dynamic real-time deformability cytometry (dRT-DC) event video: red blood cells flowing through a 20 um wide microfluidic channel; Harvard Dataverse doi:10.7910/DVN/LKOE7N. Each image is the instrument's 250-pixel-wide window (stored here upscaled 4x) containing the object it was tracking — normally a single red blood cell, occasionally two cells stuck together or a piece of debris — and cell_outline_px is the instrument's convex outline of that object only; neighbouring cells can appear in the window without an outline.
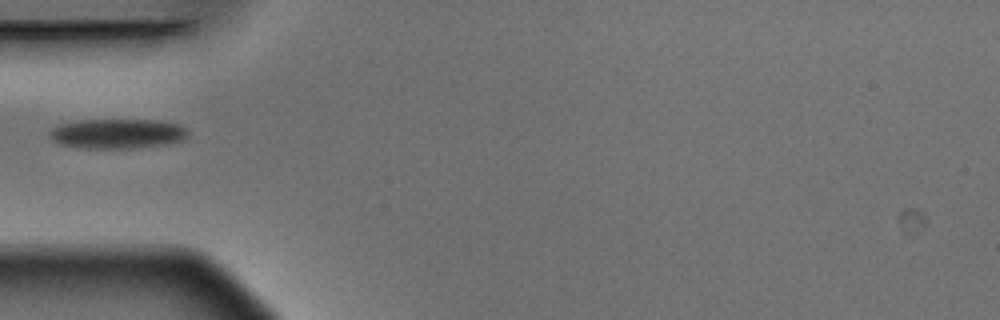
{"species": "Egyptian fruit bat (a non-hibernating species)", "species_latin": "Rousettus aegyptiacus", "temperature_condition": "warm", "stored_images_in_passage": 4, "camera_frame_rate_fps": 3000, "um_per_image_px": 0.085, "animal": {"sex": "male"}, "frame": {"image": 1, "passage_image": 2, "time_ms": 0.333, "image_size_px": [1000, 320], "cell_outline_px": [[188, 132], [184, 140], [164, 144], [132, 148], [76, 148], [60, 144], [52, 140], [48, 136], [48, 132], [52, 128], [60, 124], [76, 120], [156, 120], [180, 124]], "centroid_in_image_um": [9.92, 11.36], "position_along_channel_um": 75.1, "area_um2": 24.1}}
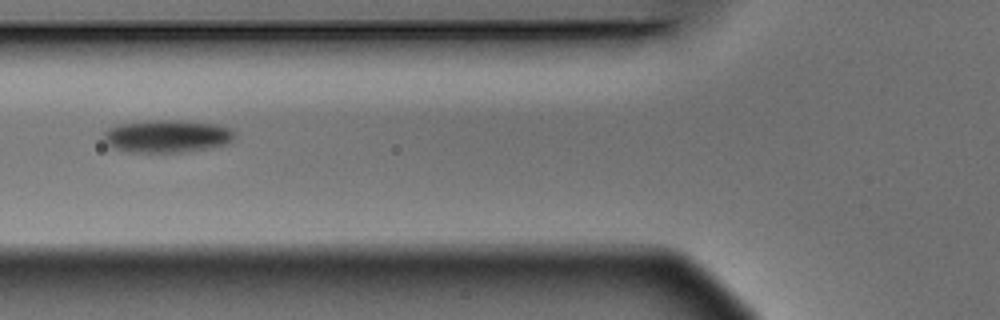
{"frame": {"image": 2, "passage_image": 3, "time_ms": 0.667, "image_size_px": [1000, 320], "cell_outline_px": [[236, 136], [228, 144], [212, 148], [188, 152], [128, 152], [112, 148], [104, 140], [104, 132], [108, 128], [120, 124], [148, 120], [180, 120], [220, 124], [236, 132]], "centroid_in_image_um": [14.25, 11.58], "position_along_channel_um": 111.6, "area_um2": 25.37}}
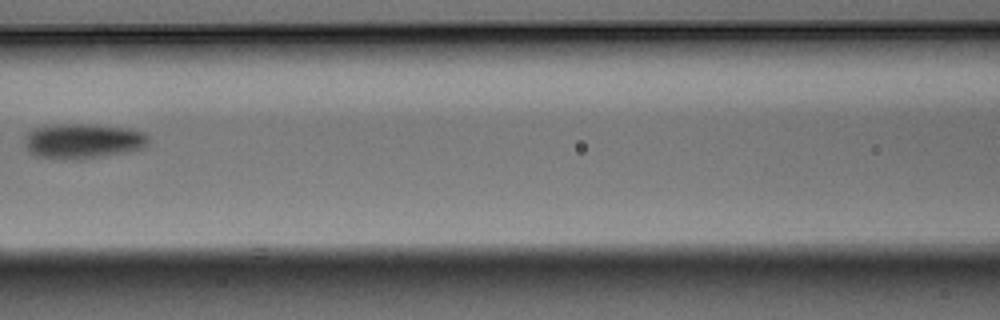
{"frame": {"image": 3, "passage_image": 4, "time_ms": 1.0, "image_size_px": [1000, 320], "cell_outline_px": [[148, 144], [144, 148], [128, 152], [76, 160], [64, 160], [36, 156], [28, 152], [24, 148], [24, 144], [28, 132], [36, 128], [56, 124], [88, 124], [128, 128], [144, 132], [148, 136]], "centroid_in_image_um": [7.04, 12.0], "position_along_channel_um": 159.6, "area_um2": 25.55}}